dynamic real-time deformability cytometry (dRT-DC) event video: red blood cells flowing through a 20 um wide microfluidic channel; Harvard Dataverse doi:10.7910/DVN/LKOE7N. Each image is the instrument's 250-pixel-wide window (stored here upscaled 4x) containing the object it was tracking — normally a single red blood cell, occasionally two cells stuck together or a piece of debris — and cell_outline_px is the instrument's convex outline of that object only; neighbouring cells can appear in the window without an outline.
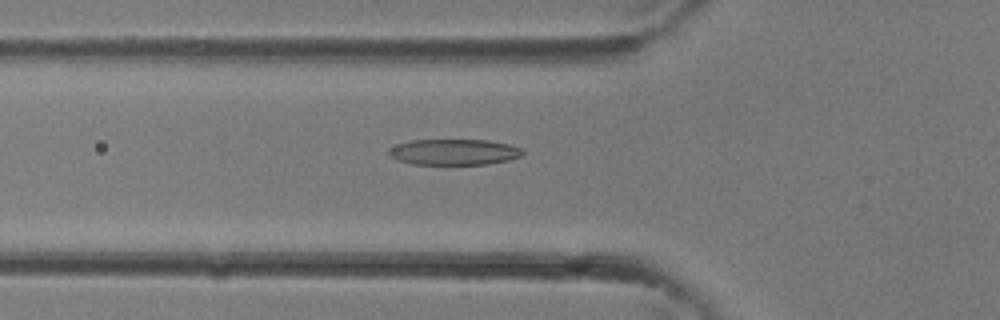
{"species": "common noctule bat (a hibernating species)", "species_latin": "Nyctalus noctula", "temperature_condition": "room temperature", "stored_images_in_passage": 26, "camera_frame_rate_fps": 3000, "um_per_image_px": 0.085, "animal": {"sex": "female"}, "frame": {"image": 1, "passage_image": 4, "time_ms": 1.0, "image_size_px": [1000, 320], "cell_outline_px": [[524, 152], [520, 156], [508, 160], [488, 164], [412, 164], [396, 160], [388, 156], [388, 148], [412, 140], [488, 140], [508, 144], [520, 148]], "centroid_in_image_um": [38.55, 12.92], "position_along_channel_um": 87.2, "area_um2": 20.11}}
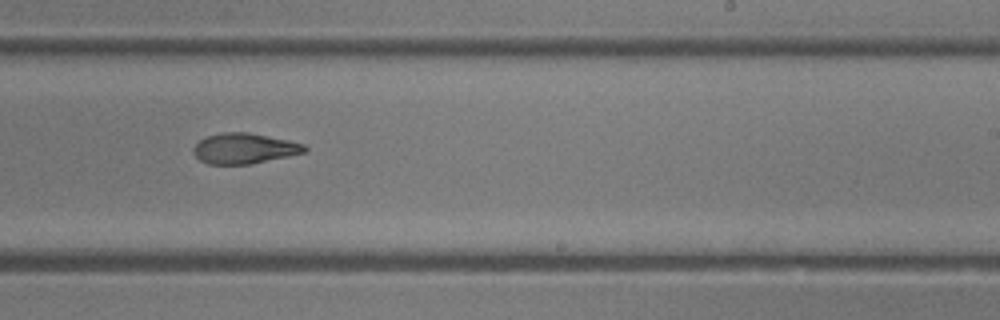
{"frame": {"image": 2, "passage_image": 13, "time_ms": 4.0, "image_size_px": [1000, 320], "cell_outline_px": [[308, 152], [248, 164], [208, 164], [200, 160], [192, 152], [192, 148], [200, 140], [208, 136], [224, 132], [248, 132], [288, 140], [304, 144], [308, 148]], "centroid_in_image_um": [20.77, 12.61], "position_along_channel_um": 268.2, "area_um2": 19.65}}
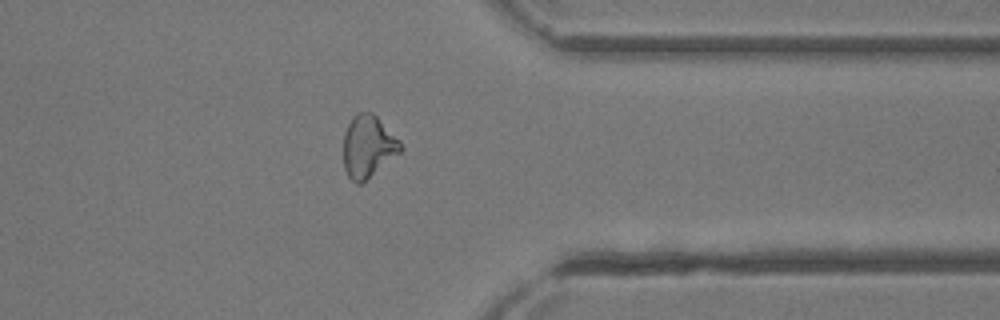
{"frame": {"image": 3, "passage_image": 19, "time_ms": 6.0, "image_size_px": [1000, 320], "cell_outline_px": [[404, 148], [400, 152], [360, 184], [356, 184], [348, 176], [344, 168], [344, 132], [352, 116], [356, 112], [372, 112], [400, 140]], "centroid_in_image_um": [31.28, 12.42], "position_along_channel_um": 380.1, "area_um2": 20.52}}